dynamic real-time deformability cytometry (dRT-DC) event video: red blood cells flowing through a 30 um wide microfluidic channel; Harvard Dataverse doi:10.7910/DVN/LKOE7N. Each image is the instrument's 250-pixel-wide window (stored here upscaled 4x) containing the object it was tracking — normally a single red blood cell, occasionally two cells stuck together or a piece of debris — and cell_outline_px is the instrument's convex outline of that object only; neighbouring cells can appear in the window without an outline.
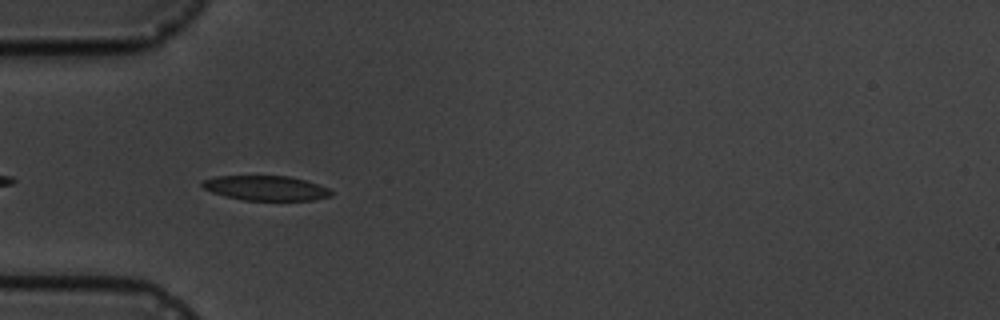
{"species": "common noctule bat (a hibernating species)", "species_latin": "Nyctalus noctula", "temperature_condition": "cold", "stored_images_in_passage": 5, "camera_frame_rate_fps": 3000, "um_per_image_px": 0.085, "animal": {"sex": "male", "body_mass_g": 19.5, "forearm_length_mm": 54.6}, "frame": {"image": 1, "passage_image": 4, "time_ms": 4.333, "image_size_px": [1000, 320], "cell_outline_px": [[332, 196], [312, 200], [244, 200], [224, 196], [212, 192], [204, 188], [200, 184], [200, 180], [216, 176], [288, 176], [304, 180], [328, 188], [332, 192]], "centroid_in_image_um": [22.55, 15.98], "position_along_channel_um": 62.5, "area_um2": 18.55}}
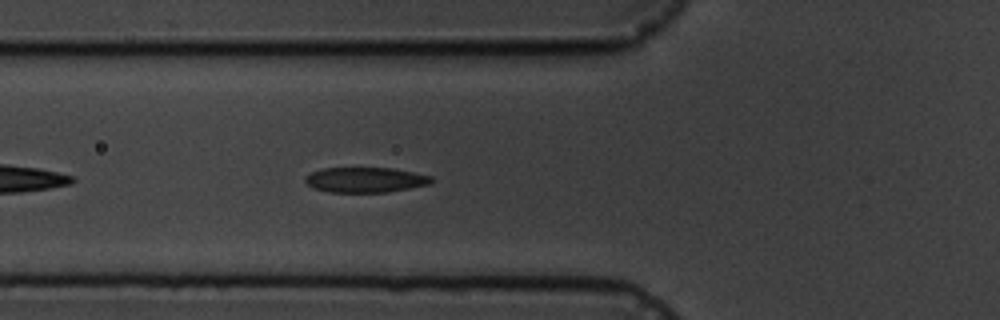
{"frame": {"image": 2, "passage_image": 5, "time_ms": 5.333, "image_size_px": [1000, 320], "cell_outline_px": [[432, 180], [428, 184], [388, 192], [328, 192], [312, 188], [304, 180], [304, 176], [312, 172], [324, 168], [392, 168], [432, 176]], "centroid_in_image_um": [31.0, 15.29], "position_along_channel_um": 94.8, "area_um2": 18.38}}